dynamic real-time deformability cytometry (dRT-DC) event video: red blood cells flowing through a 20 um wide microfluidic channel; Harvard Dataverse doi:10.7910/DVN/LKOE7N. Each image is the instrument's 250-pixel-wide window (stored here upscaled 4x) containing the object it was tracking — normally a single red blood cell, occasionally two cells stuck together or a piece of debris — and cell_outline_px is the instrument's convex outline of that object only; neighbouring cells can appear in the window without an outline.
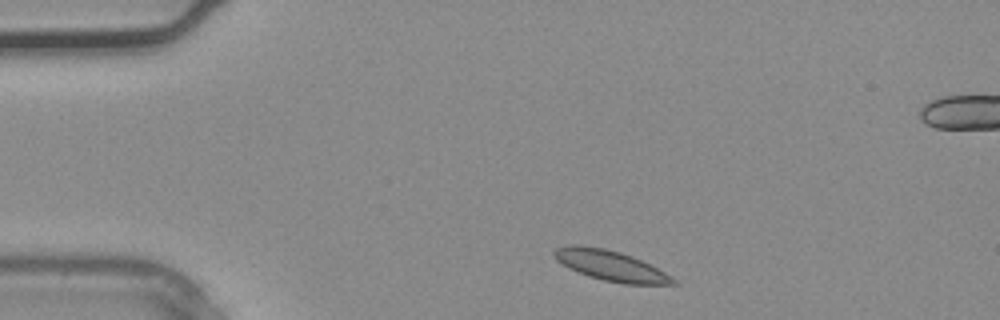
{"species": "common noctule bat (a hibernating species)", "species_latin": "Nyctalus noctula", "temperature_condition": "warm", "stored_images_in_passage": 3, "segment_of_instrument_passage": [1, 2], "camera_frame_rate_fps": 3000, "um_per_image_px": 0.085, "animal": {"sex": "male", "body_mass_g": 20.4}, "frame": {"image": 1, "passage_image": 1, "time_ms": 0.0, "image_size_px": [1000, 320], "cell_outline_px": [[680, 284], [624, 284], [604, 280], [588, 276], [568, 268], [556, 260], [552, 252], [556, 248], [572, 244], [576, 244], [604, 248], [620, 252], [632, 256], [664, 272], [676, 280]], "centroid_in_image_um": [51.86, 22.57], "position_along_channel_um": 33.1, "area_um2": 20.87}}